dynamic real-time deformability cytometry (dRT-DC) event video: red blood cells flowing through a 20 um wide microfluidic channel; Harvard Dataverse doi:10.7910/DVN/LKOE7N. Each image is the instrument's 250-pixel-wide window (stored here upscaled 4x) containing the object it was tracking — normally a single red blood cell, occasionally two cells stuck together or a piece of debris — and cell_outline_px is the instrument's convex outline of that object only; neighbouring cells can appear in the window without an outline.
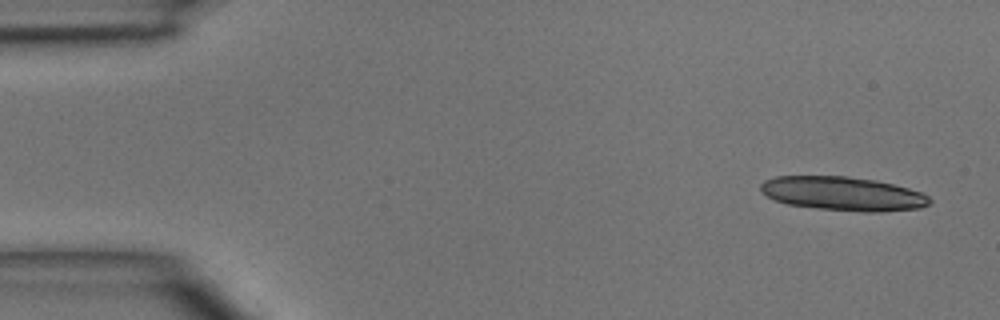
{"species": "common noctule bat (a hibernating species)", "species_latin": "Nyctalus noctula", "temperature_condition": "room temperature", "stored_images_in_passage": 3, "camera_frame_rate_fps": 3000, "um_per_image_px": 0.085, "animal": {"sex": "male", "body_mass_g": 15.6}, "frame": {"image": 1, "passage_image": 1, "time_ms": 0.0, "image_size_px": [1000, 320], "cell_outline_px": [[932, 200], [928, 204], [920, 208], [880, 212], [860, 212], [820, 208], [788, 204], [776, 200], [760, 192], [760, 184], [764, 180], [776, 176], [848, 176], [876, 180], [908, 188], [920, 192], [928, 196]], "centroid_in_image_um": [71.64, 16.46], "position_along_channel_um": 13.4, "area_um2": 33.35}}